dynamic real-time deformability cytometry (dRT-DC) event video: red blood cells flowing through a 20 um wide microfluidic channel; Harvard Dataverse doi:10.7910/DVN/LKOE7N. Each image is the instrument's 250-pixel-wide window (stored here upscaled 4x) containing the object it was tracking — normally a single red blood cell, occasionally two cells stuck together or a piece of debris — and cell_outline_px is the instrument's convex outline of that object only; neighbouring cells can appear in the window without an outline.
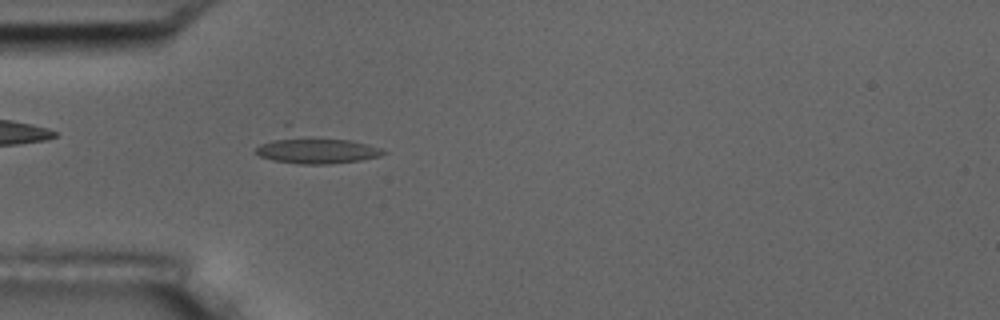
{"species": "common noctule bat (a hibernating species)", "species_latin": "Nyctalus noctula", "temperature_condition": "room temperature", "stored_images_in_passage": 6, "camera_frame_rate_fps": 3000, "um_per_image_px": 0.085, "animal": {"sex": "male", "body_mass_g": 17.5, "forearm_length_mm": 52.3}, "frame": {"image": 1, "passage_image": 6, "time_ms": 6.0, "image_size_px": [1000, 320], "cell_outline_px": [[388, 152], [380, 156], [360, 160], [328, 164], [300, 164], [272, 160], [260, 156], [252, 152], [260, 144], [288, 120], [368, 144], [380, 148]], "centroid_in_image_um": [26.63, 12.45], "position_along_channel_um": 58.4, "area_um2": 24.85}}